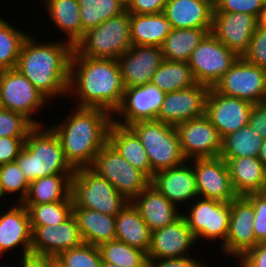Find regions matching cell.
Listing matches in <instances>:
<instances>
[{
	"label": "cell",
	"instance_id": "obj_1",
	"mask_svg": "<svg viewBox=\"0 0 266 267\" xmlns=\"http://www.w3.org/2000/svg\"><path fill=\"white\" fill-rule=\"evenodd\" d=\"M124 91L118 60L80 56L73 50L67 97L78 96L75 107L100 108L113 115Z\"/></svg>",
	"mask_w": 266,
	"mask_h": 267
},
{
	"label": "cell",
	"instance_id": "obj_2",
	"mask_svg": "<svg viewBox=\"0 0 266 267\" xmlns=\"http://www.w3.org/2000/svg\"><path fill=\"white\" fill-rule=\"evenodd\" d=\"M72 52L73 46L67 41L39 43L29 34L22 45L15 69L52 101L68 94Z\"/></svg>",
	"mask_w": 266,
	"mask_h": 267
},
{
	"label": "cell",
	"instance_id": "obj_3",
	"mask_svg": "<svg viewBox=\"0 0 266 267\" xmlns=\"http://www.w3.org/2000/svg\"><path fill=\"white\" fill-rule=\"evenodd\" d=\"M61 123L49 126L58 136L66 161L75 170L90 167L108 142L113 115L100 108H73Z\"/></svg>",
	"mask_w": 266,
	"mask_h": 267
},
{
	"label": "cell",
	"instance_id": "obj_4",
	"mask_svg": "<svg viewBox=\"0 0 266 267\" xmlns=\"http://www.w3.org/2000/svg\"><path fill=\"white\" fill-rule=\"evenodd\" d=\"M45 127L44 124L35 126L28 133L15 160L29 183L55 174H74V169L64 157L58 136L50 127Z\"/></svg>",
	"mask_w": 266,
	"mask_h": 267
},
{
	"label": "cell",
	"instance_id": "obj_5",
	"mask_svg": "<svg viewBox=\"0 0 266 267\" xmlns=\"http://www.w3.org/2000/svg\"><path fill=\"white\" fill-rule=\"evenodd\" d=\"M129 127L140 138L147 152L152 178L155 173L179 166L186 161L175 126L153 119L137 121Z\"/></svg>",
	"mask_w": 266,
	"mask_h": 267
},
{
	"label": "cell",
	"instance_id": "obj_6",
	"mask_svg": "<svg viewBox=\"0 0 266 267\" xmlns=\"http://www.w3.org/2000/svg\"><path fill=\"white\" fill-rule=\"evenodd\" d=\"M131 47L130 14L125 10L85 32L73 50L80 56L117 60Z\"/></svg>",
	"mask_w": 266,
	"mask_h": 267
},
{
	"label": "cell",
	"instance_id": "obj_7",
	"mask_svg": "<svg viewBox=\"0 0 266 267\" xmlns=\"http://www.w3.org/2000/svg\"><path fill=\"white\" fill-rule=\"evenodd\" d=\"M73 208L96 210L116 216L128 201L102 176L90 167L74 170L71 179Z\"/></svg>",
	"mask_w": 266,
	"mask_h": 267
},
{
	"label": "cell",
	"instance_id": "obj_8",
	"mask_svg": "<svg viewBox=\"0 0 266 267\" xmlns=\"http://www.w3.org/2000/svg\"><path fill=\"white\" fill-rule=\"evenodd\" d=\"M90 168L112 184L128 202H132L151 182L109 142L96 154Z\"/></svg>",
	"mask_w": 266,
	"mask_h": 267
},
{
	"label": "cell",
	"instance_id": "obj_9",
	"mask_svg": "<svg viewBox=\"0 0 266 267\" xmlns=\"http://www.w3.org/2000/svg\"><path fill=\"white\" fill-rule=\"evenodd\" d=\"M213 88L223 95L252 104L265 102L266 68L251 64L243 57H239Z\"/></svg>",
	"mask_w": 266,
	"mask_h": 267
},
{
	"label": "cell",
	"instance_id": "obj_10",
	"mask_svg": "<svg viewBox=\"0 0 266 267\" xmlns=\"http://www.w3.org/2000/svg\"><path fill=\"white\" fill-rule=\"evenodd\" d=\"M238 58L209 32L193 50L187 63L197 83L213 87Z\"/></svg>",
	"mask_w": 266,
	"mask_h": 267
},
{
	"label": "cell",
	"instance_id": "obj_11",
	"mask_svg": "<svg viewBox=\"0 0 266 267\" xmlns=\"http://www.w3.org/2000/svg\"><path fill=\"white\" fill-rule=\"evenodd\" d=\"M198 199V200H196ZM188 208V213L182 211L188 227L199 241V238L206 240H222L223 245L226 241L231 215V202H221L202 197L195 198Z\"/></svg>",
	"mask_w": 266,
	"mask_h": 267
},
{
	"label": "cell",
	"instance_id": "obj_12",
	"mask_svg": "<svg viewBox=\"0 0 266 267\" xmlns=\"http://www.w3.org/2000/svg\"><path fill=\"white\" fill-rule=\"evenodd\" d=\"M0 88L4 109L20 113L35 126H42L32 116L49 100L23 74L15 68L0 70Z\"/></svg>",
	"mask_w": 266,
	"mask_h": 267
},
{
	"label": "cell",
	"instance_id": "obj_13",
	"mask_svg": "<svg viewBox=\"0 0 266 267\" xmlns=\"http://www.w3.org/2000/svg\"><path fill=\"white\" fill-rule=\"evenodd\" d=\"M176 129L186 160L220 156L222 138L206 115L181 122Z\"/></svg>",
	"mask_w": 266,
	"mask_h": 267
},
{
	"label": "cell",
	"instance_id": "obj_14",
	"mask_svg": "<svg viewBox=\"0 0 266 267\" xmlns=\"http://www.w3.org/2000/svg\"><path fill=\"white\" fill-rule=\"evenodd\" d=\"M189 161L195 173L198 197L231 202L238 196L233 189L227 163L220 156Z\"/></svg>",
	"mask_w": 266,
	"mask_h": 267
},
{
	"label": "cell",
	"instance_id": "obj_15",
	"mask_svg": "<svg viewBox=\"0 0 266 267\" xmlns=\"http://www.w3.org/2000/svg\"><path fill=\"white\" fill-rule=\"evenodd\" d=\"M252 107L253 104L248 101L223 95L210 87L205 115L223 138L248 125Z\"/></svg>",
	"mask_w": 266,
	"mask_h": 267
},
{
	"label": "cell",
	"instance_id": "obj_16",
	"mask_svg": "<svg viewBox=\"0 0 266 267\" xmlns=\"http://www.w3.org/2000/svg\"><path fill=\"white\" fill-rule=\"evenodd\" d=\"M165 95L151 83L125 88L121 106L113 114L116 116L113 122L129 126L137 121L156 119Z\"/></svg>",
	"mask_w": 266,
	"mask_h": 267
},
{
	"label": "cell",
	"instance_id": "obj_17",
	"mask_svg": "<svg viewBox=\"0 0 266 267\" xmlns=\"http://www.w3.org/2000/svg\"><path fill=\"white\" fill-rule=\"evenodd\" d=\"M210 87L197 83L194 86L166 93L157 120L171 126L205 115L206 98Z\"/></svg>",
	"mask_w": 266,
	"mask_h": 267
},
{
	"label": "cell",
	"instance_id": "obj_18",
	"mask_svg": "<svg viewBox=\"0 0 266 267\" xmlns=\"http://www.w3.org/2000/svg\"><path fill=\"white\" fill-rule=\"evenodd\" d=\"M254 206L245 195L231 201L229 231L221 250L231 257L241 258L256 245L253 231Z\"/></svg>",
	"mask_w": 266,
	"mask_h": 267
},
{
	"label": "cell",
	"instance_id": "obj_19",
	"mask_svg": "<svg viewBox=\"0 0 266 267\" xmlns=\"http://www.w3.org/2000/svg\"><path fill=\"white\" fill-rule=\"evenodd\" d=\"M258 18L246 13L214 12L210 33L242 57L249 48Z\"/></svg>",
	"mask_w": 266,
	"mask_h": 267
},
{
	"label": "cell",
	"instance_id": "obj_20",
	"mask_svg": "<svg viewBox=\"0 0 266 267\" xmlns=\"http://www.w3.org/2000/svg\"><path fill=\"white\" fill-rule=\"evenodd\" d=\"M31 230V255L34 256L56 258L84 242L73 214L57 226H31Z\"/></svg>",
	"mask_w": 266,
	"mask_h": 267
},
{
	"label": "cell",
	"instance_id": "obj_21",
	"mask_svg": "<svg viewBox=\"0 0 266 267\" xmlns=\"http://www.w3.org/2000/svg\"><path fill=\"white\" fill-rule=\"evenodd\" d=\"M125 88L151 83L153 74L163 61L160 47L132 45L118 59Z\"/></svg>",
	"mask_w": 266,
	"mask_h": 267
},
{
	"label": "cell",
	"instance_id": "obj_22",
	"mask_svg": "<svg viewBox=\"0 0 266 267\" xmlns=\"http://www.w3.org/2000/svg\"><path fill=\"white\" fill-rule=\"evenodd\" d=\"M196 243V238L181 215L173 223L156 229L151 234V244L147 258L163 259L189 256L188 251Z\"/></svg>",
	"mask_w": 266,
	"mask_h": 267
},
{
	"label": "cell",
	"instance_id": "obj_23",
	"mask_svg": "<svg viewBox=\"0 0 266 267\" xmlns=\"http://www.w3.org/2000/svg\"><path fill=\"white\" fill-rule=\"evenodd\" d=\"M0 215V257L22 247L21 257L31 255L32 230L27 208L15 201Z\"/></svg>",
	"mask_w": 266,
	"mask_h": 267
},
{
	"label": "cell",
	"instance_id": "obj_24",
	"mask_svg": "<svg viewBox=\"0 0 266 267\" xmlns=\"http://www.w3.org/2000/svg\"><path fill=\"white\" fill-rule=\"evenodd\" d=\"M150 184L171 203L178 204L177 206L187 201L190 206V201L193 202L194 198L198 197L196 177L189 160L179 166L155 173Z\"/></svg>",
	"mask_w": 266,
	"mask_h": 267
},
{
	"label": "cell",
	"instance_id": "obj_25",
	"mask_svg": "<svg viewBox=\"0 0 266 267\" xmlns=\"http://www.w3.org/2000/svg\"><path fill=\"white\" fill-rule=\"evenodd\" d=\"M132 203L151 231L164 228L182 215V210L179 212V207L171 203L151 184Z\"/></svg>",
	"mask_w": 266,
	"mask_h": 267
},
{
	"label": "cell",
	"instance_id": "obj_26",
	"mask_svg": "<svg viewBox=\"0 0 266 267\" xmlns=\"http://www.w3.org/2000/svg\"><path fill=\"white\" fill-rule=\"evenodd\" d=\"M237 195L265 192L266 166L258 157H239L226 161Z\"/></svg>",
	"mask_w": 266,
	"mask_h": 267
},
{
	"label": "cell",
	"instance_id": "obj_27",
	"mask_svg": "<svg viewBox=\"0 0 266 267\" xmlns=\"http://www.w3.org/2000/svg\"><path fill=\"white\" fill-rule=\"evenodd\" d=\"M214 9L202 0H168L164 13L174 29L211 28Z\"/></svg>",
	"mask_w": 266,
	"mask_h": 267
},
{
	"label": "cell",
	"instance_id": "obj_28",
	"mask_svg": "<svg viewBox=\"0 0 266 267\" xmlns=\"http://www.w3.org/2000/svg\"><path fill=\"white\" fill-rule=\"evenodd\" d=\"M108 142L131 165L142 171L150 180L152 179V169L147 152L140 138L129 126L112 122L108 133Z\"/></svg>",
	"mask_w": 266,
	"mask_h": 267
},
{
	"label": "cell",
	"instance_id": "obj_29",
	"mask_svg": "<svg viewBox=\"0 0 266 267\" xmlns=\"http://www.w3.org/2000/svg\"><path fill=\"white\" fill-rule=\"evenodd\" d=\"M115 230L117 240L148 253L152 231L132 202L115 216Z\"/></svg>",
	"mask_w": 266,
	"mask_h": 267
},
{
	"label": "cell",
	"instance_id": "obj_30",
	"mask_svg": "<svg viewBox=\"0 0 266 267\" xmlns=\"http://www.w3.org/2000/svg\"><path fill=\"white\" fill-rule=\"evenodd\" d=\"M174 30L164 12L157 14H130L132 45L160 47L166 36Z\"/></svg>",
	"mask_w": 266,
	"mask_h": 267
},
{
	"label": "cell",
	"instance_id": "obj_31",
	"mask_svg": "<svg viewBox=\"0 0 266 267\" xmlns=\"http://www.w3.org/2000/svg\"><path fill=\"white\" fill-rule=\"evenodd\" d=\"M73 215L84 242L99 246L116 239L115 216L85 208H73Z\"/></svg>",
	"mask_w": 266,
	"mask_h": 267
},
{
	"label": "cell",
	"instance_id": "obj_32",
	"mask_svg": "<svg viewBox=\"0 0 266 267\" xmlns=\"http://www.w3.org/2000/svg\"><path fill=\"white\" fill-rule=\"evenodd\" d=\"M73 174H55L36 179L29 184L23 205H39L65 201L71 196Z\"/></svg>",
	"mask_w": 266,
	"mask_h": 267
},
{
	"label": "cell",
	"instance_id": "obj_33",
	"mask_svg": "<svg viewBox=\"0 0 266 267\" xmlns=\"http://www.w3.org/2000/svg\"><path fill=\"white\" fill-rule=\"evenodd\" d=\"M44 10L59 30L64 32L67 42L73 47L83 37L80 6L78 0H42Z\"/></svg>",
	"mask_w": 266,
	"mask_h": 267
},
{
	"label": "cell",
	"instance_id": "obj_34",
	"mask_svg": "<svg viewBox=\"0 0 266 267\" xmlns=\"http://www.w3.org/2000/svg\"><path fill=\"white\" fill-rule=\"evenodd\" d=\"M210 31L211 28L174 29L160 46L163 60L188 62L193 50Z\"/></svg>",
	"mask_w": 266,
	"mask_h": 267
},
{
	"label": "cell",
	"instance_id": "obj_35",
	"mask_svg": "<svg viewBox=\"0 0 266 267\" xmlns=\"http://www.w3.org/2000/svg\"><path fill=\"white\" fill-rule=\"evenodd\" d=\"M151 84L169 93L190 88L197 82L187 62L163 60L153 74Z\"/></svg>",
	"mask_w": 266,
	"mask_h": 267
},
{
	"label": "cell",
	"instance_id": "obj_36",
	"mask_svg": "<svg viewBox=\"0 0 266 267\" xmlns=\"http://www.w3.org/2000/svg\"><path fill=\"white\" fill-rule=\"evenodd\" d=\"M263 140L260 134L246 125L222 138L220 157L225 161L239 157H258Z\"/></svg>",
	"mask_w": 266,
	"mask_h": 267
},
{
	"label": "cell",
	"instance_id": "obj_37",
	"mask_svg": "<svg viewBox=\"0 0 266 267\" xmlns=\"http://www.w3.org/2000/svg\"><path fill=\"white\" fill-rule=\"evenodd\" d=\"M78 3L84 33L126 10L121 0H78Z\"/></svg>",
	"mask_w": 266,
	"mask_h": 267
},
{
	"label": "cell",
	"instance_id": "obj_38",
	"mask_svg": "<svg viewBox=\"0 0 266 267\" xmlns=\"http://www.w3.org/2000/svg\"><path fill=\"white\" fill-rule=\"evenodd\" d=\"M102 262L121 267H147V253L120 240H112L98 246Z\"/></svg>",
	"mask_w": 266,
	"mask_h": 267
},
{
	"label": "cell",
	"instance_id": "obj_39",
	"mask_svg": "<svg viewBox=\"0 0 266 267\" xmlns=\"http://www.w3.org/2000/svg\"><path fill=\"white\" fill-rule=\"evenodd\" d=\"M9 23L0 17V70L16 67L22 45L29 36Z\"/></svg>",
	"mask_w": 266,
	"mask_h": 267
},
{
	"label": "cell",
	"instance_id": "obj_40",
	"mask_svg": "<svg viewBox=\"0 0 266 267\" xmlns=\"http://www.w3.org/2000/svg\"><path fill=\"white\" fill-rule=\"evenodd\" d=\"M24 206L28 210L31 226H57L73 214L71 196L65 201Z\"/></svg>",
	"mask_w": 266,
	"mask_h": 267
},
{
	"label": "cell",
	"instance_id": "obj_41",
	"mask_svg": "<svg viewBox=\"0 0 266 267\" xmlns=\"http://www.w3.org/2000/svg\"><path fill=\"white\" fill-rule=\"evenodd\" d=\"M29 182L17 162L0 165V199L4 200L9 194H19L17 202L21 203L27 195Z\"/></svg>",
	"mask_w": 266,
	"mask_h": 267
},
{
	"label": "cell",
	"instance_id": "obj_42",
	"mask_svg": "<svg viewBox=\"0 0 266 267\" xmlns=\"http://www.w3.org/2000/svg\"><path fill=\"white\" fill-rule=\"evenodd\" d=\"M56 261L60 267H102L98 246L86 242L61 252Z\"/></svg>",
	"mask_w": 266,
	"mask_h": 267
},
{
	"label": "cell",
	"instance_id": "obj_43",
	"mask_svg": "<svg viewBox=\"0 0 266 267\" xmlns=\"http://www.w3.org/2000/svg\"><path fill=\"white\" fill-rule=\"evenodd\" d=\"M35 125L24 115L11 110L0 111V137H27Z\"/></svg>",
	"mask_w": 266,
	"mask_h": 267
},
{
	"label": "cell",
	"instance_id": "obj_44",
	"mask_svg": "<svg viewBox=\"0 0 266 267\" xmlns=\"http://www.w3.org/2000/svg\"><path fill=\"white\" fill-rule=\"evenodd\" d=\"M254 206L253 231L256 245L266 242V192L250 193L245 195Z\"/></svg>",
	"mask_w": 266,
	"mask_h": 267
},
{
	"label": "cell",
	"instance_id": "obj_45",
	"mask_svg": "<svg viewBox=\"0 0 266 267\" xmlns=\"http://www.w3.org/2000/svg\"><path fill=\"white\" fill-rule=\"evenodd\" d=\"M247 62L266 68V28L257 26L248 51L242 56Z\"/></svg>",
	"mask_w": 266,
	"mask_h": 267
},
{
	"label": "cell",
	"instance_id": "obj_46",
	"mask_svg": "<svg viewBox=\"0 0 266 267\" xmlns=\"http://www.w3.org/2000/svg\"><path fill=\"white\" fill-rule=\"evenodd\" d=\"M265 3L266 0H219L214 12L246 13L258 18Z\"/></svg>",
	"mask_w": 266,
	"mask_h": 267
},
{
	"label": "cell",
	"instance_id": "obj_47",
	"mask_svg": "<svg viewBox=\"0 0 266 267\" xmlns=\"http://www.w3.org/2000/svg\"><path fill=\"white\" fill-rule=\"evenodd\" d=\"M27 137H0V165L14 162Z\"/></svg>",
	"mask_w": 266,
	"mask_h": 267
},
{
	"label": "cell",
	"instance_id": "obj_48",
	"mask_svg": "<svg viewBox=\"0 0 266 267\" xmlns=\"http://www.w3.org/2000/svg\"><path fill=\"white\" fill-rule=\"evenodd\" d=\"M168 0H129L126 11L129 14H157L165 10Z\"/></svg>",
	"mask_w": 266,
	"mask_h": 267
},
{
	"label": "cell",
	"instance_id": "obj_49",
	"mask_svg": "<svg viewBox=\"0 0 266 267\" xmlns=\"http://www.w3.org/2000/svg\"><path fill=\"white\" fill-rule=\"evenodd\" d=\"M147 267H207V265L204 261L200 262L189 255L163 259L148 258Z\"/></svg>",
	"mask_w": 266,
	"mask_h": 267
},
{
	"label": "cell",
	"instance_id": "obj_50",
	"mask_svg": "<svg viewBox=\"0 0 266 267\" xmlns=\"http://www.w3.org/2000/svg\"><path fill=\"white\" fill-rule=\"evenodd\" d=\"M241 267H266V242H260L237 259Z\"/></svg>",
	"mask_w": 266,
	"mask_h": 267
},
{
	"label": "cell",
	"instance_id": "obj_51",
	"mask_svg": "<svg viewBox=\"0 0 266 267\" xmlns=\"http://www.w3.org/2000/svg\"><path fill=\"white\" fill-rule=\"evenodd\" d=\"M248 125L255 133L266 139V101L253 104Z\"/></svg>",
	"mask_w": 266,
	"mask_h": 267
},
{
	"label": "cell",
	"instance_id": "obj_52",
	"mask_svg": "<svg viewBox=\"0 0 266 267\" xmlns=\"http://www.w3.org/2000/svg\"><path fill=\"white\" fill-rule=\"evenodd\" d=\"M20 264L22 267H56L58 265L56 258L54 257H41L34 255L22 257Z\"/></svg>",
	"mask_w": 266,
	"mask_h": 267
},
{
	"label": "cell",
	"instance_id": "obj_53",
	"mask_svg": "<svg viewBox=\"0 0 266 267\" xmlns=\"http://www.w3.org/2000/svg\"><path fill=\"white\" fill-rule=\"evenodd\" d=\"M258 158L266 166V139L263 140L262 145L259 149Z\"/></svg>",
	"mask_w": 266,
	"mask_h": 267
},
{
	"label": "cell",
	"instance_id": "obj_54",
	"mask_svg": "<svg viewBox=\"0 0 266 267\" xmlns=\"http://www.w3.org/2000/svg\"><path fill=\"white\" fill-rule=\"evenodd\" d=\"M258 25L266 28V3L264 8L261 10L260 16L258 17Z\"/></svg>",
	"mask_w": 266,
	"mask_h": 267
},
{
	"label": "cell",
	"instance_id": "obj_55",
	"mask_svg": "<svg viewBox=\"0 0 266 267\" xmlns=\"http://www.w3.org/2000/svg\"><path fill=\"white\" fill-rule=\"evenodd\" d=\"M205 1L207 3H209L211 6H213L214 8L218 5L219 0H202Z\"/></svg>",
	"mask_w": 266,
	"mask_h": 267
},
{
	"label": "cell",
	"instance_id": "obj_56",
	"mask_svg": "<svg viewBox=\"0 0 266 267\" xmlns=\"http://www.w3.org/2000/svg\"><path fill=\"white\" fill-rule=\"evenodd\" d=\"M102 267H121V266L115 265V264L109 263V262H102Z\"/></svg>",
	"mask_w": 266,
	"mask_h": 267
},
{
	"label": "cell",
	"instance_id": "obj_57",
	"mask_svg": "<svg viewBox=\"0 0 266 267\" xmlns=\"http://www.w3.org/2000/svg\"><path fill=\"white\" fill-rule=\"evenodd\" d=\"M4 110V106H3V102H2V92H1V88H0V111Z\"/></svg>",
	"mask_w": 266,
	"mask_h": 267
},
{
	"label": "cell",
	"instance_id": "obj_58",
	"mask_svg": "<svg viewBox=\"0 0 266 267\" xmlns=\"http://www.w3.org/2000/svg\"><path fill=\"white\" fill-rule=\"evenodd\" d=\"M121 1H123L125 4H127L129 0H121Z\"/></svg>",
	"mask_w": 266,
	"mask_h": 267
},
{
	"label": "cell",
	"instance_id": "obj_59",
	"mask_svg": "<svg viewBox=\"0 0 266 267\" xmlns=\"http://www.w3.org/2000/svg\"><path fill=\"white\" fill-rule=\"evenodd\" d=\"M0 267H5V266H4L3 263H2ZM8 267H14V266L10 265V266H8Z\"/></svg>",
	"mask_w": 266,
	"mask_h": 267
}]
</instances>
